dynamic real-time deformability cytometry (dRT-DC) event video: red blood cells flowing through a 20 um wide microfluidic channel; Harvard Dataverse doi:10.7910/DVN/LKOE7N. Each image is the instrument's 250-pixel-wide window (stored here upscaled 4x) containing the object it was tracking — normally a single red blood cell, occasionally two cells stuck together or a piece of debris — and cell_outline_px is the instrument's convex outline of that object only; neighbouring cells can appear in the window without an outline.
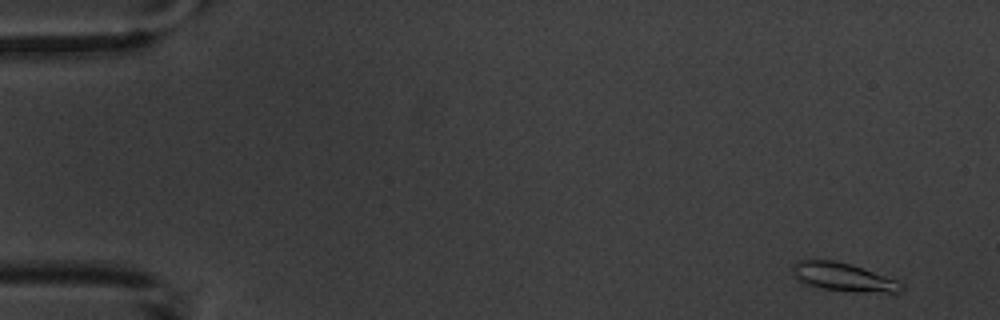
{"species": "common noctule bat (a hibernating species)", "species_latin": "Nyctalus noctula", "temperature_condition": "warm", "stored_images_in_passage": 6, "camera_frame_rate_fps": 3000, "um_per_image_px": 0.085, "animal": {"sex": "male", "body_mass_g": 20.1, "forearm_length_mm": 53.5}, "frame": {"image": 1, "passage_image": 1, "time_ms": 0.0, "image_size_px": [1000, 320], "cell_outline_px": [[904, 288], [900, 292], [884, 292], [824, 288], [808, 284], [800, 280], [796, 276], [792, 268], [796, 260], [832, 260], [852, 264], [896, 280], [904, 284]], "centroid_in_image_um": [71.7, 23.51], "position_along_channel_um": 13.3, "area_um2": 17.22}}